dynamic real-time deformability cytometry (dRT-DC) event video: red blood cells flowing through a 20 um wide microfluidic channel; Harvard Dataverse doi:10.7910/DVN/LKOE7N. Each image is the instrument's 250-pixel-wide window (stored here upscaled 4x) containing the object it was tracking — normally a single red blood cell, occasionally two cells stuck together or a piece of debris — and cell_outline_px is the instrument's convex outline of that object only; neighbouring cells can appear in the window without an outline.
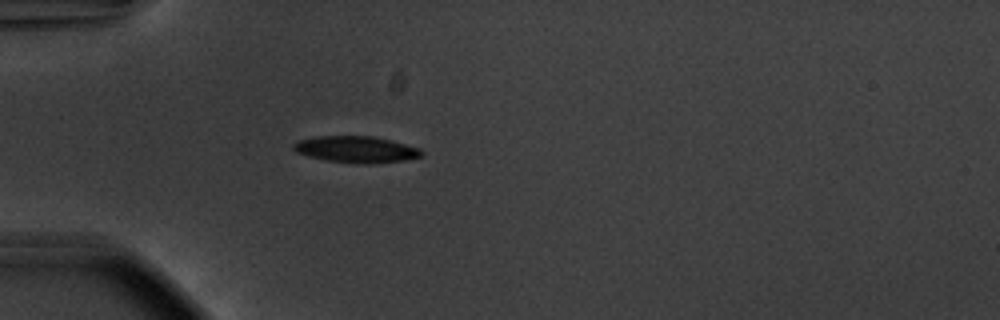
{"species": "common noctule bat (a hibernating species)", "species_latin": "Nyctalus noctula", "temperature_condition": "warm", "stored_images_in_passage": 39, "camera_frame_rate_fps": 3000, "um_per_image_px": 0.085, "animal": {"sex": "male", "body_mass_g": 20.1, "forearm_length_mm": 53.5}, "frame": {"image": 1, "passage_image": 1, "time_ms": 0.0, "image_size_px": [1000, 320], "cell_outline_px": [[424, 152], [420, 156], [404, 160], [368, 164], [364, 164], [328, 160], [308, 156], [296, 152], [292, 148], [292, 144], [300, 140], [316, 136], [372, 136], [392, 140], [420, 148]], "centroid_in_image_um": [30.27, 12.69], "position_along_channel_um": 54.7, "area_um2": 19.65}}
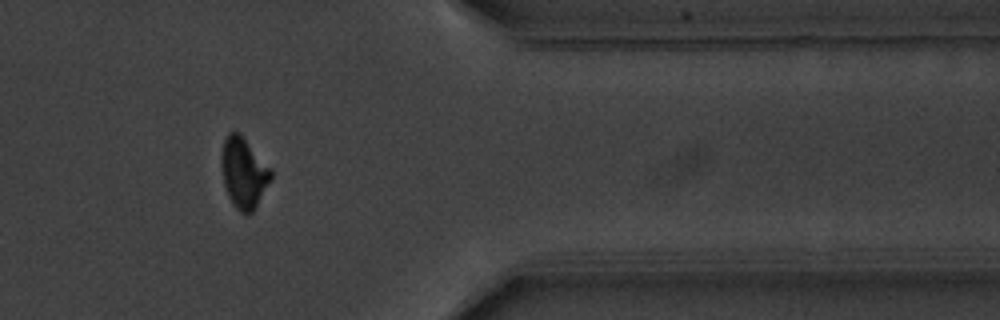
{"frame": {"image": 2, "passage_image": 30, "time_ms": 9.667, "image_size_px": [1000, 320], "cell_outline_px": [[272, 176], [256, 208], [248, 216], [240, 212], [232, 204], [228, 196], [224, 184], [220, 164], [220, 156], [224, 136], [228, 132], [240, 132], [272, 168]], "centroid_in_image_um": [20.7, 14.66], "position_along_channel_um": 390.7, "area_um2": 20.92}}
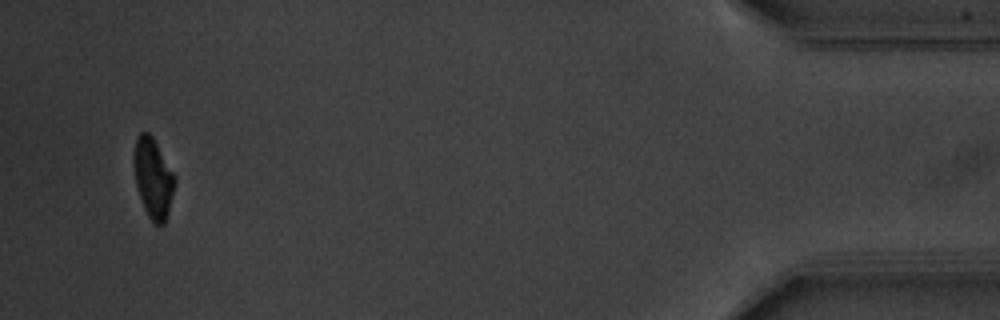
{"frame": {"image": 3, "passage_image": 37, "time_ms": 12.0, "image_size_px": [1000, 320], "cell_outline_px": [[176, 180], [168, 212], [164, 224], [156, 224], [148, 216], [144, 208], [136, 184], [136, 136], [140, 132], [148, 132], [152, 136], [176, 176]], "centroid_in_image_um": [13.06, 15.15], "position_along_channel_um": 422.1, "area_um2": 18.32}, "authors_computed_cell_mechanics": {"area_um2": 20.23, "velocity_mm_per_s": 3.7353, "shape_relaxation_time_tau1_ms": 2.5824, "shape_relaxation_time_tau2_ms": 4.9352, "deformation_change_tau1": 0.1454, "deformation_change_tau2": 0.1016}}